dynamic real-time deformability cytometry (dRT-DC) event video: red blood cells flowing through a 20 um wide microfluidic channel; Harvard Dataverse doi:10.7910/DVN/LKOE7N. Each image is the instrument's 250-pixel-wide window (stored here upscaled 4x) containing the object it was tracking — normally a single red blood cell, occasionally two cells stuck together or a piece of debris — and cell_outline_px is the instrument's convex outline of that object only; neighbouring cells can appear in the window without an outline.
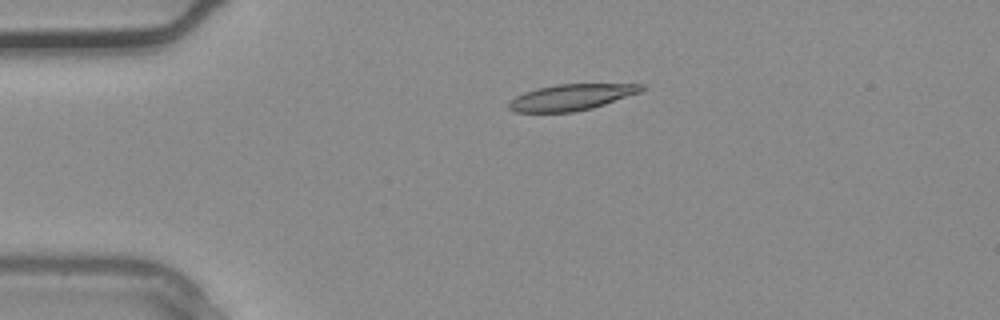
{"species": "common noctule bat (a hibernating species)", "species_latin": "Nyctalus noctula", "temperature_condition": "warm", "stored_images_in_passage": 2, "camera_frame_rate_fps": 3000, "um_per_image_px": 0.085, "animal": {"sex": "male", "body_mass_g": 20.4}, "frame": {"image": 1, "passage_image": 2, "time_ms": 0.333, "image_size_px": [1000, 320], "cell_outline_px": [[644, 88], [640, 92], [592, 108], [572, 112], [516, 112], [508, 108], [508, 104], [516, 96], [524, 92], [536, 88], [556, 84], [644, 84]], "centroid_in_image_um": [48.54, 8.26], "position_along_channel_um": 36.5, "area_um2": 20.0}}